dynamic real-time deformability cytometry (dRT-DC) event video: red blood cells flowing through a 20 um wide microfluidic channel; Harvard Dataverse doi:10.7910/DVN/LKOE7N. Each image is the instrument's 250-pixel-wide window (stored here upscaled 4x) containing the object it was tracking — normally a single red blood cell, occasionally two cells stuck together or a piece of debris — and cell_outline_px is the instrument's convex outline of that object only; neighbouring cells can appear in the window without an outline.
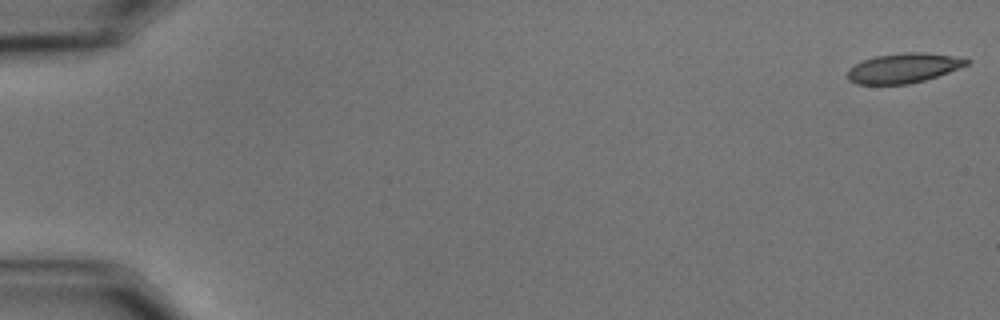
{"species": "common noctule bat (a hibernating species)", "species_latin": "Nyctalus noctula", "temperature_condition": "cold", "stored_images_in_passage": 57, "camera_frame_rate_fps": 3000, "um_per_image_px": 0.085, "animal": {"sex": "male", "body_mass_g": 15.6}, "frame": {"image": 1, "passage_image": 1, "time_ms": 0.0, "image_size_px": [1000, 320], "cell_outline_px": [[972, 60], [968, 64], [948, 72], [924, 80], [908, 84], [856, 84], [848, 80], [848, 68], [864, 60], [876, 56], [904, 52], [924, 52], [952, 56]], "centroid_in_image_um": [76.78, 5.78], "position_along_channel_um": 8.2, "area_um2": 20.4}}
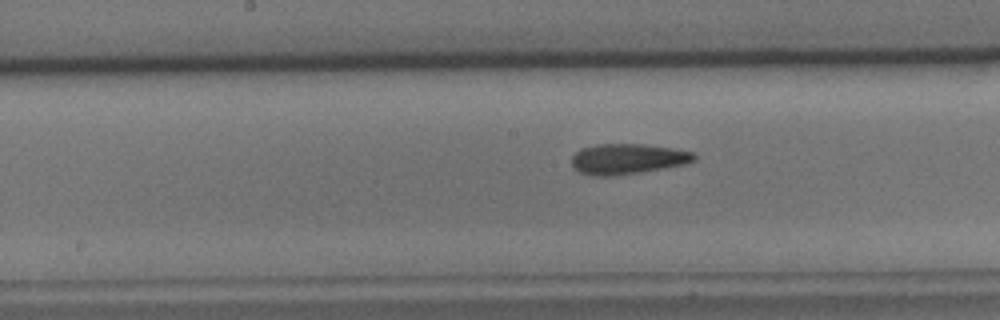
{"frame": {"image": 2, "passage_image": 30, "time_ms": 9.667, "image_size_px": [1000, 320], "cell_outline_px": [[696, 160], [684, 164], [640, 172], [608, 176], [592, 176], [580, 172], [572, 168], [572, 156], [580, 148], [596, 144], [644, 144], [672, 148], [692, 152], [696, 156]], "centroid_in_image_um": [53.3, 13.5], "position_along_channel_um": 194.9, "area_um2": 21.68}}
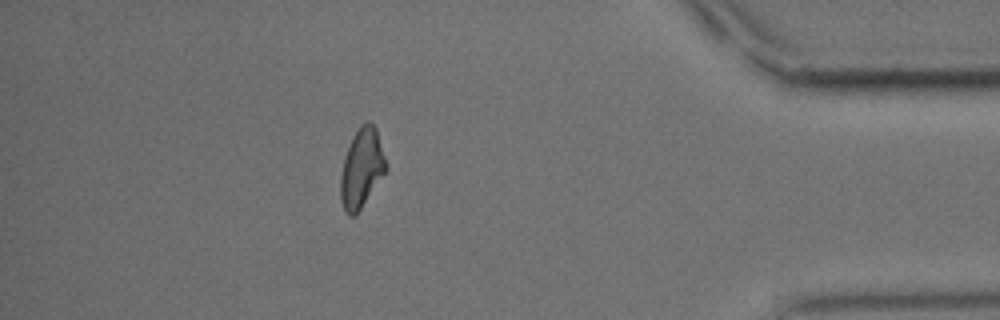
{"frame": {"image": 3, "passage_image": 51, "time_ms": 16.667, "image_size_px": [1000, 320], "cell_outline_px": [[388, 168], [356, 216], [348, 216], [340, 200], [340, 176], [344, 156], [352, 136], [360, 124], [368, 120], [376, 128]], "centroid_in_image_um": [30.72, 14.3], "position_along_channel_um": 404.5, "area_um2": 21.1}, "authors_computed_cell_mechanics": {"area_um2": 21.386, "velocity_mm_per_s": 3.5326, "shape_relaxation_time_tau1_ms": 7.3556, "shape_relaxation_time_tau2_ms": 3.6342, "deformation_change_tau1": 0.1608, "deformation_change_tau2": 0.0914}}